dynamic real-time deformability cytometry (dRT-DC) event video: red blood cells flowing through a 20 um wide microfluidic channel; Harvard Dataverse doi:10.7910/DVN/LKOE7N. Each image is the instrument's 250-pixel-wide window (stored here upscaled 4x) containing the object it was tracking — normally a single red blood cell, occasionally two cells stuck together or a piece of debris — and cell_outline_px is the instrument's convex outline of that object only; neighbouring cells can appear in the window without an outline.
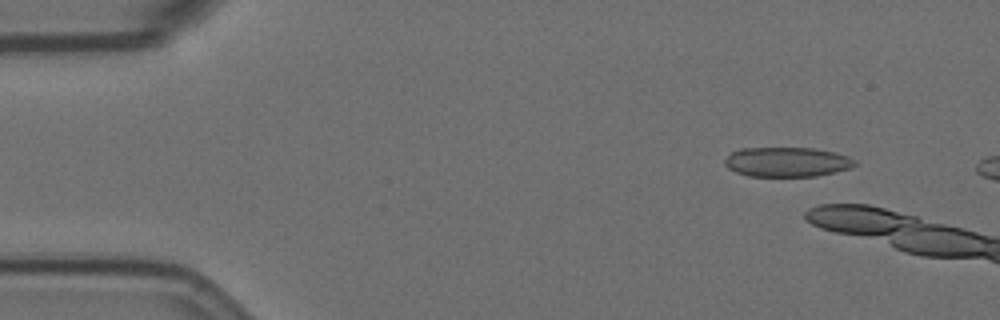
{"species": "Egyptian fruit bat (a non-hibernating species)", "species_latin": "Rousettus aegyptiacus", "temperature_condition": "room temperature", "stored_images_in_passage": 12, "camera_frame_rate_fps": 3000, "um_per_image_px": 0.085, "animal": {"sex": "female"}, "frame": {"image": 1, "passage_image": 6, "time_ms": 1.667, "image_size_px": [1000, 320], "cell_outline_px": [[856, 164], [852, 168], [816, 176], [748, 176], [736, 172], [728, 168], [724, 164], [724, 160], [732, 152], [740, 148], [812, 148], [836, 152], [848, 156], [856, 160]], "centroid_in_image_um": [66.91, 13.76], "position_along_channel_um": 18.1, "area_um2": 22.54}}